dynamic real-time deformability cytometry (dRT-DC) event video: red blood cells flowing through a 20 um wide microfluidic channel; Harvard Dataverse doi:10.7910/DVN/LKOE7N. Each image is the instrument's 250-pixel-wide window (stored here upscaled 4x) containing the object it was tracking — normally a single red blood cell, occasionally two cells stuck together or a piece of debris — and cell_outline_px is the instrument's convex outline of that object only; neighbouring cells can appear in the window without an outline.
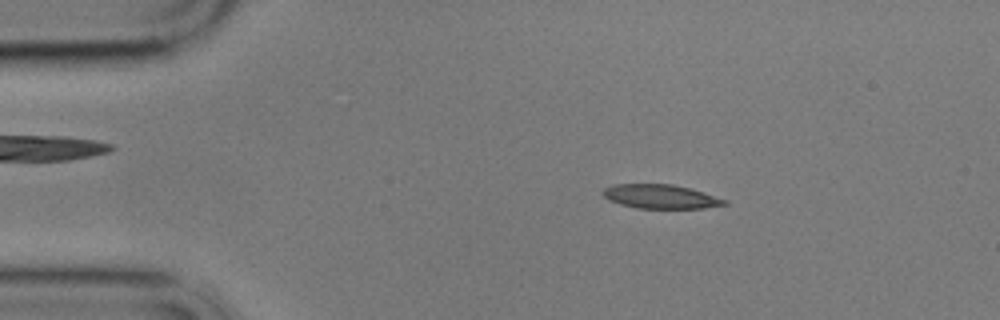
{"species": "common noctule bat (a hibernating species)", "species_latin": "Nyctalus noctula", "temperature_condition": "cold", "stored_images_in_passage": 3, "camera_frame_rate_fps": 3000, "um_per_image_px": 0.085, "animal": {"sex": "male", "body_mass_g": 17.9}, "frame": {"image": 1, "passage_image": 1, "time_ms": 0.0, "image_size_px": [1000, 320], "cell_outline_px": [[728, 204], [704, 208], [636, 208], [620, 204], [608, 200], [600, 192], [604, 188], [612, 184], [672, 184], [704, 192], [728, 200]], "centroid_in_image_um": [56.13, 16.7], "position_along_channel_um": 28.9, "area_um2": 17.11}}
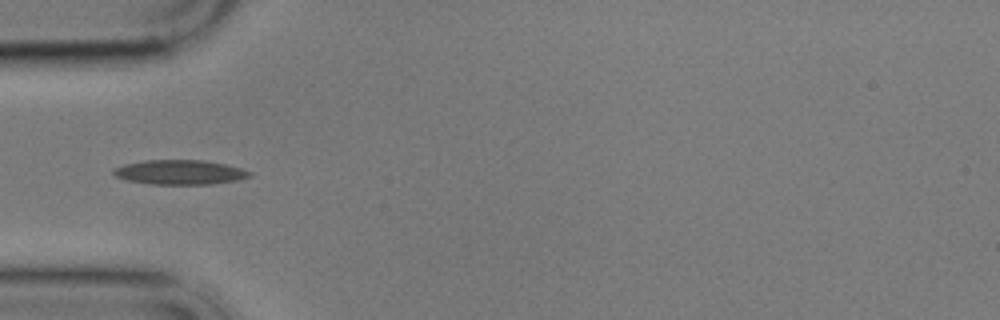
{"frame": {"image": 2, "passage_image": 3, "time_ms": 2.667, "image_size_px": [1000, 320], "cell_outline_px": [[252, 176], [236, 180], [208, 184], [152, 184], [128, 180], [116, 176], [112, 172], [112, 168], [124, 164], [148, 160], [200, 160], [224, 164], [240, 168], [252, 172]], "centroid_in_image_um": [15.26, 14.63], "position_along_channel_um": 69.7, "area_um2": 19.25}}